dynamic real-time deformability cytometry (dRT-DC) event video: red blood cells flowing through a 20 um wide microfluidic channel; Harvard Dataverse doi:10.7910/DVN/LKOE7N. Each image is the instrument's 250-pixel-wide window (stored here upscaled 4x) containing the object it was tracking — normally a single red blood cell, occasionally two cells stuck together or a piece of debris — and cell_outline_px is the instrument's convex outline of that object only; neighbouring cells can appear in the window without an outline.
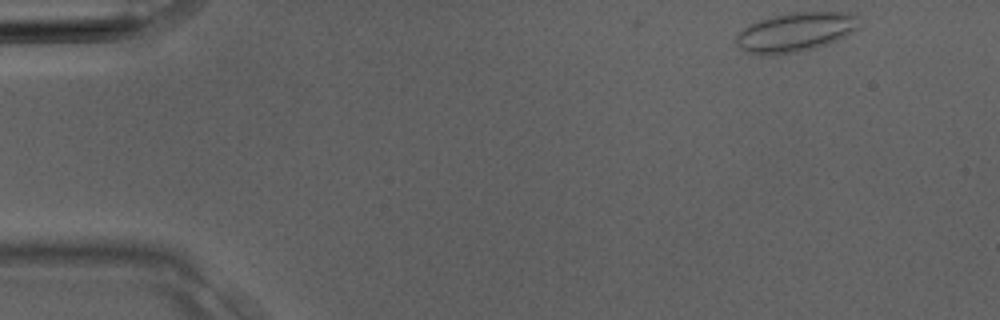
{"species": "Egyptian fruit bat (a non-hibernating species)", "species_latin": "Rousettus aegyptiacus", "temperature_condition": "room temperature", "stored_images_in_passage": 4, "segment_of_instrument_passage": [1, 2], "camera_frame_rate_fps": 3000, "um_per_image_px": 0.085, "animal": {"sex": "male"}, "frame": {"image": 1, "passage_image": 1, "time_ms": 0.0, "image_size_px": [1000, 320], "cell_outline_px": [[860, 16], [856, 28], [844, 36], [836, 40], [816, 48], [776, 56], [768, 56], [744, 52], [736, 44], [736, 32], [748, 24], [760, 20], [792, 12], [848, 12]], "centroid_in_image_um": [67.55, 2.74], "position_along_channel_um": 17.4, "area_um2": 28.26}}